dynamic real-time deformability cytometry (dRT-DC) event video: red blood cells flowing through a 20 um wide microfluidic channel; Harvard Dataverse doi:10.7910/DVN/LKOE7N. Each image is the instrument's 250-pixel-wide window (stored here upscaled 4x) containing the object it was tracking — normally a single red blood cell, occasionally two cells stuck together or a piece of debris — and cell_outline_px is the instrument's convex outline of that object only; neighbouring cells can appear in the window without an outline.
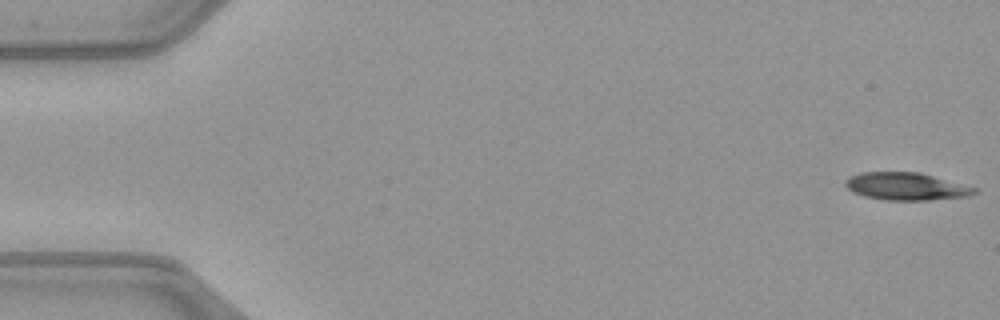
{"species": "common noctule bat (a hibernating species)", "species_latin": "Nyctalus noctula", "temperature_condition": "warm", "stored_images_in_passage": 49, "camera_frame_rate_fps": 3000, "um_per_image_px": 0.085, "animal": {"sex": "female", "body_mass_g": 21.9}, "frame": {"image": 1, "passage_image": 1, "time_ms": 0.0, "image_size_px": [1000, 320], "cell_outline_px": [[976, 192], [968, 196], [928, 200], [884, 200], [864, 196], [852, 192], [844, 184], [844, 180], [848, 176], [860, 172], [920, 172], [976, 188]], "centroid_in_image_um": [76.95, 15.84], "position_along_channel_um": 8.1, "area_um2": 20.69}}
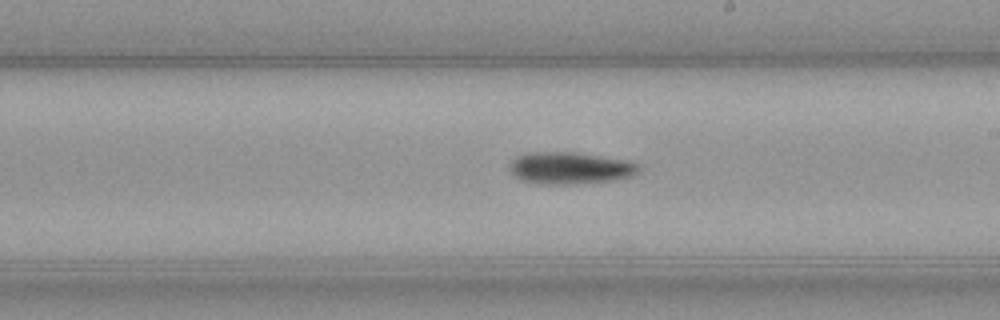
{"frame": {"image": 2, "passage_image": 29, "time_ms": 9.333, "image_size_px": [1000, 320], "cell_outline_px": [[640, 168], [632, 176], [616, 180], [572, 184], [544, 184], [524, 180], [516, 176], [508, 168], [508, 164], [516, 156], [524, 152], [576, 152], [628, 160], [640, 164]], "centroid_in_image_um": [48.46, 14.27], "position_along_channel_um": 240.5, "area_um2": 24.22}}
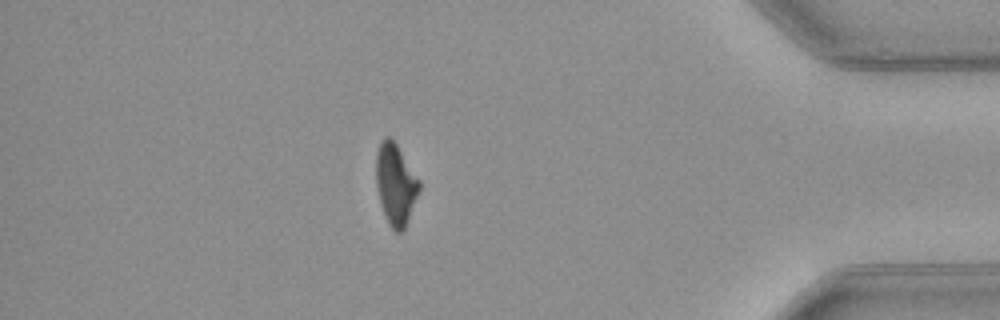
{"frame": {"image": 3, "passage_image": 44, "time_ms": 14.333, "image_size_px": [1000, 320], "cell_outline_px": [[420, 188], [404, 232], [396, 232], [388, 224], [384, 216], [380, 204], [376, 184], [376, 152], [384, 136], [388, 136], [396, 144], [420, 180]], "centroid_in_image_um": [33.62, 15.7], "position_along_channel_um": 401.6, "area_um2": 20.46}, "authors_computed_cell_mechanics": {"area_um2": 21.8484, "velocity_mm_per_s": 4.0661, "shape_relaxation_time_tau1_ms": 4.1573, "shape_relaxation_time_tau2_ms": null, "deformation_change_tau1": 0.164, "deformation_change_tau2": null}}